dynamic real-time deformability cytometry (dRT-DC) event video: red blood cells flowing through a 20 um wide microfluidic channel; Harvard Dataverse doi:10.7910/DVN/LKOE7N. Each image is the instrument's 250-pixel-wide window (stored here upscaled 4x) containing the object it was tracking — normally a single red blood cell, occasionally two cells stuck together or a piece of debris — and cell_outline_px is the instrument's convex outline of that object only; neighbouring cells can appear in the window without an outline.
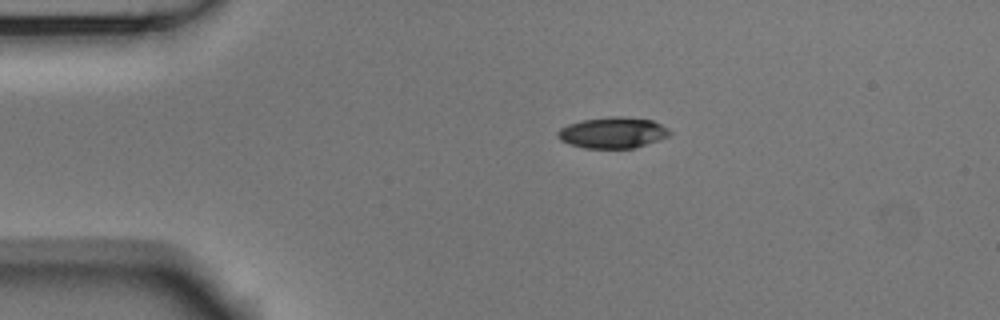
{"species": "Egyptian fruit bat (a non-hibernating species)", "species_latin": "Rousettus aegyptiacus", "temperature_condition": "room temperature", "stored_images_in_passage": 44, "camera_frame_rate_fps": 3000, "um_per_image_px": 0.085, "animal": {"sex": "male"}, "frame": {"image": 1, "passage_image": 1, "time_ms": 0.0, "image_size_px": [1000, 320], "cell_outline_px": [[672, 132], [668, 136], [636, 148], [584, 148], [568, 144], [560, 140], [556, 136], [556, 132], [560, 128], [568, 124], [584, 120], [612, 116], [620, 116], [652, 120], [668, 128]], "centroid_in_image_um": [52.06, 11.28], "position_along_channel_um": 32.9, "area_um2": 20.29}}
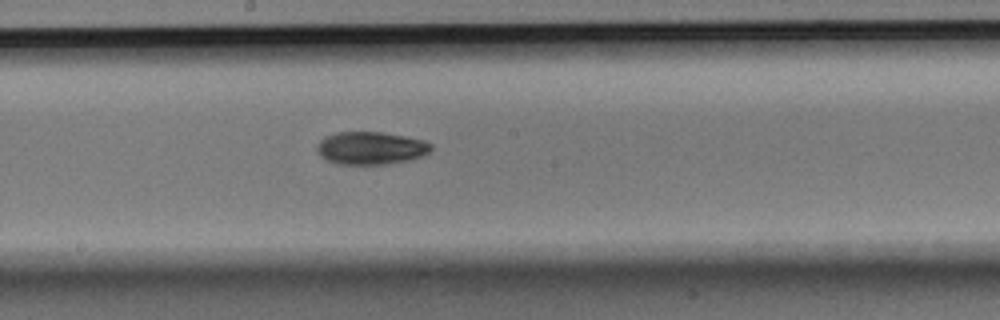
{"frame": {"image": 2, "passage_image": 19, "time_ms": 6.0, "image_size_px": [1000, 320], "cell_outline_px": [[432, 148], [428, 152], [420, 156], [408, 160], [388, 164], [336, 164], [320, 156], [316, 152], [316, 148], [320, 140], [324, 136], [336, 132], [380, 132], [404, 136], [424, 140], [432, 144]], "centroid_in_image_um": [31.48, 12.58], "position_along_channel_um": 216.7, "area_um2": 21.79}}
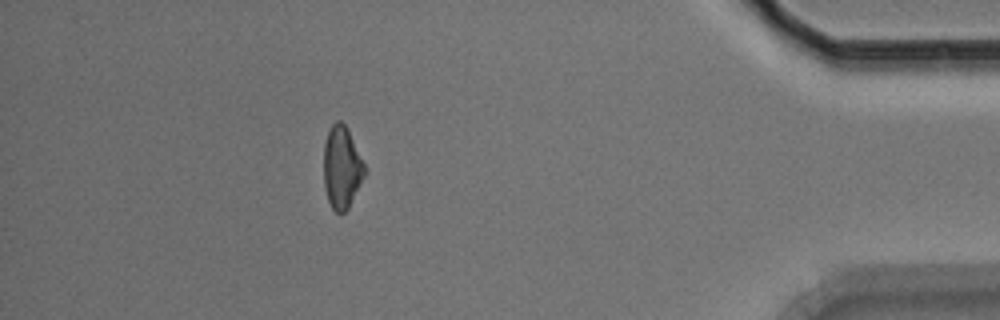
{"frame": {"image": 3, "passage_image": 38, "time_ms": 12.333, "image_size_px": [1000, 320], "cell_outline_px": [[368, 172], [348, 208], [344, 212], [336, 212], [332, 208], [328, 200], [324, 188], [324, 144], [328, 132], [332, 124], [336, 120], [340, 120], [348, 128]], "centroid_in_image_um": [29.07, 14.22], "position_along_channel_um": 406.1, "area_um2": 19.83}, "authors_computed_cell_mechanics": {"area_um2": 20.8369, "velocity_mm_per_s": 3.7602, "shape_relaxation_time_tau1_ms": 3.8864, "shape_relaxation_time_tau2_ms": null, "deformation_change_tau1": 0.1119, "deformation_change_tau2": null}}